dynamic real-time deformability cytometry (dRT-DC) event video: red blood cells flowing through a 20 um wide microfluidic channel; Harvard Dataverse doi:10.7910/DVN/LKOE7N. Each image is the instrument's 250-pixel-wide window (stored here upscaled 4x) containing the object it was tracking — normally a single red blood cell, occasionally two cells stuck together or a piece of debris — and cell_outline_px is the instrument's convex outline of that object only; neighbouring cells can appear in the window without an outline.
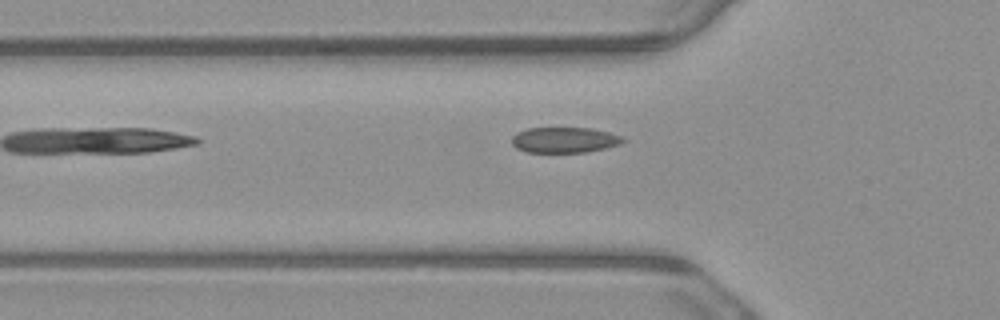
{"species": "common noctule bat (a hibernating species)", "species_latin": "Nyctalus noctula", "temperature_condition": "warm", "stored_images_in_passage": 5, "camera_frame_rate_fps": 3000, "um_per_image_px": 0.085, "animal": {"sex": "male", "body_mass_g": 23.1, "forearm_length_mm": 52.7}, "frame": {"image": 1, "passage_image": 4, "time_ms": 1.0, "image_size_px": [1000, 320], "cell_outline_px": [[628, 140], [620, 144], [588, 152], [528, 152], [516, 148], [512, 144], [512, 136], [516, 132], [528, 128], [592, 128], [624, 136]], "centroid_in_image_um": [48.01, 11.89], "position_along_channel_um": 77.8, "area_um2": 16.7}}
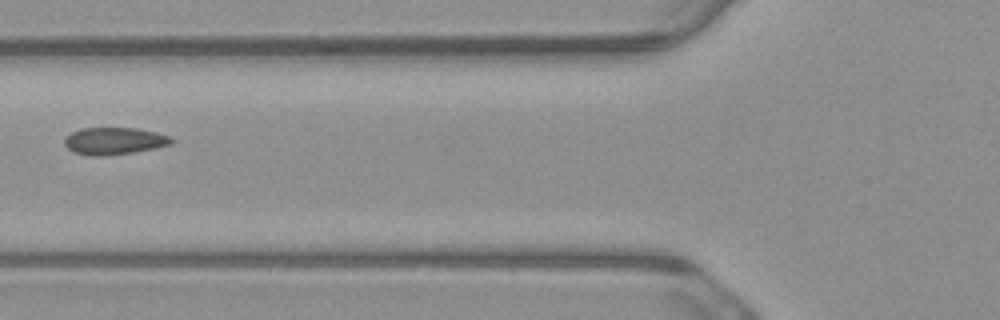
{"frame": {"image": 2, "passage_image": 5, "time_ms": 1.333, "image_size_px": [1000, 320], "cell_outline_px": [[176, 140], [172, 144], [132, 152], [104, 156], [92, 156], [72, 152], [64, 144], [64, 136], [80, 128], [136, 128], [156, 132], [168, 136]], "centroid_in_image_um": [9.67, 11.98], "position_along_channel_um": 116.1, "area_um2": 16.94}}